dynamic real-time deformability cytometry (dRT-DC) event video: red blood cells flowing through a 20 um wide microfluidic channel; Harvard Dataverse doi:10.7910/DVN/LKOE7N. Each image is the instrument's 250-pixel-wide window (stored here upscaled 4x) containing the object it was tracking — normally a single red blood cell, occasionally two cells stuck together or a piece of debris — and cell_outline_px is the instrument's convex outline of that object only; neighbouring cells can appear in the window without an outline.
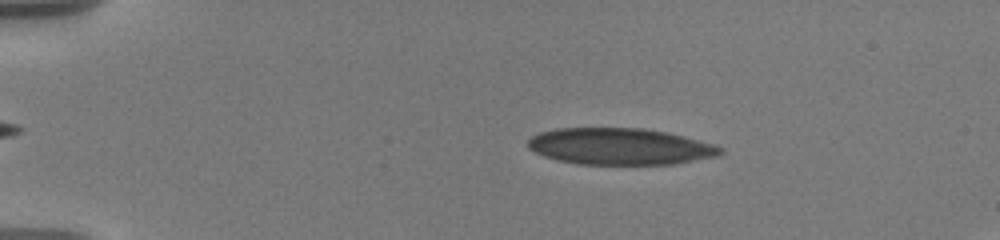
{"species": "human", "species_latin": "Homo sapiens", "temperature_condition": "warm", "stored_images_in_passage": 14, "camera_frame_rate_fps": 3000, "um_per_image_px": 0.085, "donor": {"sex": "male"}, "frame": {"image": 1, "passage_image": 3, "time_ms": 2.0, "image_size_px": [1000, 240], "cell_outline_px": [[724, 152], [720, 156], [676, 164], [576, 164], [556, 160], [544, 156], [528, 148], [524, 144], [532, 136], [540, 132], [556, 128], [644, 128], [668, 132], [716, 144], [724, 148]], "centroid_in_image_um": [52.73, 12.45], "position_along_channel_um": 32.3, "area_um2": 41.62}}
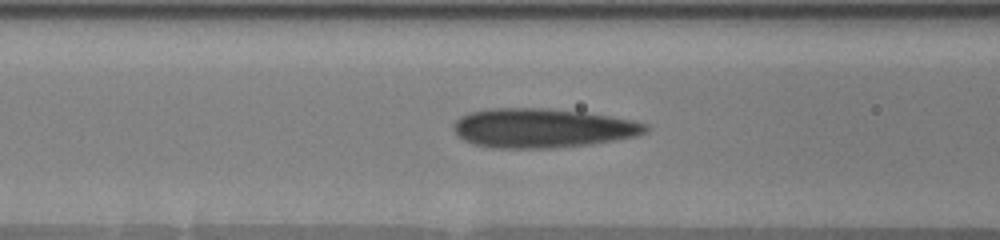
{"frame": {"image": 2, "passage_image": 11, "time_ms": 6.333, "image_size_px": [1000, 240], "cell_outline_px": [[648, 132], [636, 136], [616, 140], [592, 144], [552, 148], [496, 148], [472, 144], [456, 136], [452, 128], [452, 124], [460, 116], [472, 112], [492, 108], [548, 108], [584, 112], [632, 120], [648, 124]], "centroid_in_image_um": [46.08, 10.89], "position_along_channel_um": 120.5, "area_um2": 44.22}}
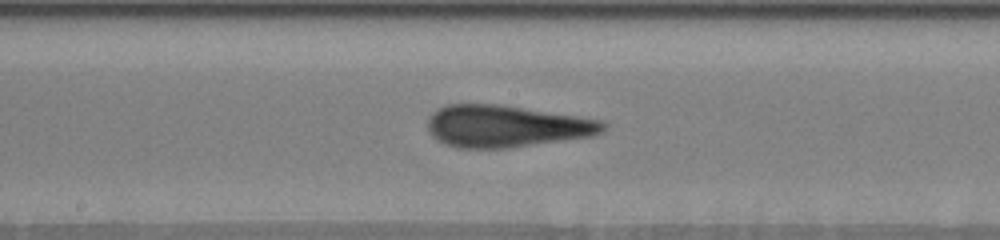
{"frame": {"image": 3, "passage_image": 14, "time_ms": 8.667, "image_size_px": [1000, 240], "cell_outline_px": [[608, 124], [600, 132], [592, 136], [508, 148], [456, 148], [444, 144], [436, 140], [428, 132], [428, 116], [436, 108], [448, 104], [500, 104], [604, 120]], "centroid_in_image_um": [42.98, 10.72], "position_along_channel_um": 205.2, "area_um2": 43.23}}